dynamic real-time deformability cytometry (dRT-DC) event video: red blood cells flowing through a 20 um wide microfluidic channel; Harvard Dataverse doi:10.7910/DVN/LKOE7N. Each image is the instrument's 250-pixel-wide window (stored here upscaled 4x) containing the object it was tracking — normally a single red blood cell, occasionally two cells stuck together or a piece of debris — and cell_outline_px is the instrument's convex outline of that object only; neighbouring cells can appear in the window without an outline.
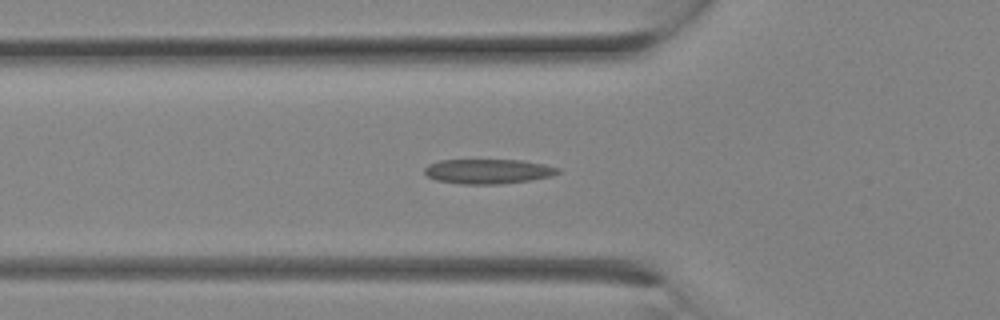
{"species": "Egyptian fruit bat (a non-hibernating species)", "species_latin": "Rousettus aegyptiacus", "temperature_condition": "room temperature", "stored_images_in_passage": 9, "camera_frame_rate_fps": 3000, "um_per_image_px": 0.085, "animal": {"sex": "female"}, "frame": {"image": 1, "passage_image": 7, "time_ms": 2.0, "image_size_px": [1000, 320], "cell_outline_px": [[560, 172], [552, 176], [528, 180], [500, 184], [460, 184], [436, 180], [428, 176], [424, 172], [424, 168], [428, 164], [440, 160], [520, 160], [544, 164], [560, 168]], "centroid_in_image_um": [41.47, 14.56], "position_along_channel_um": 84.3, "area_um2": 19.19}}
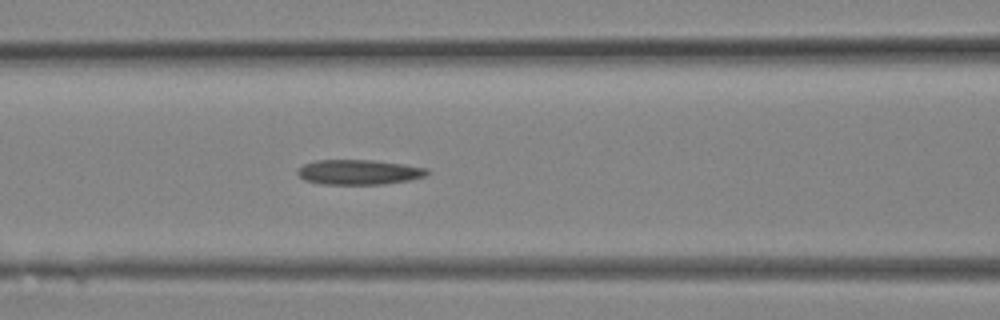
{"frame": {"image": 2, "passage_image": 9, "time_ms": 2.667, "image_size_px": [1000, 320], "cell_outline_px": [[432, 172], [424, 176], [408, 180], [384, 184], [320, 184], [304, 180], [296, 172], [304, 164], [316, 160], [372, 160], [404, 164], [428, 168]], "centroid_in_image_um": [30.52, 14.63], "position_along_channel_um": 136.1, "area_um2": 18.84}}